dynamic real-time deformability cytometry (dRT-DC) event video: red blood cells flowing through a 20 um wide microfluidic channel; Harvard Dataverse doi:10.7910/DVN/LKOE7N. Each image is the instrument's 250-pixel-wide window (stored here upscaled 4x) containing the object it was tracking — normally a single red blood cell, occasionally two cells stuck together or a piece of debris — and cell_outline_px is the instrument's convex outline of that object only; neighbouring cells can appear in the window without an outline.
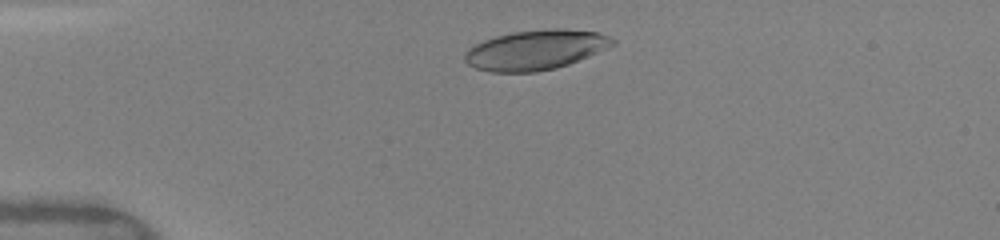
{"species": "human", "species_latin": "Homo sapiens", "temperature_condition": "warm", "stored_images_in_passage": 43, "camera_frame_rate_fps": 3000, "um_per_image_px": 0.085, "donor": {"sex": "female"}, "frame": {"image": 1, "passage_image": 5, "time_ms": 1.333, "image_size_px": [1000, 240], "cell_outline_px": [[616, 44], [588, 56], [568, 64], [556, 68], [536, 72], [492, 72], [476, 68], [468, 64], [464, 60], [464, 52], [468, 48], [484, 40], [496, 36], [512, 32], [556, 28], [564, 28], [600, 32], [616, 40]], "centroid_in_image_um": [45.53, 4.23], "position_along_channel_um": 39.5, "area_um2": 34.33}}
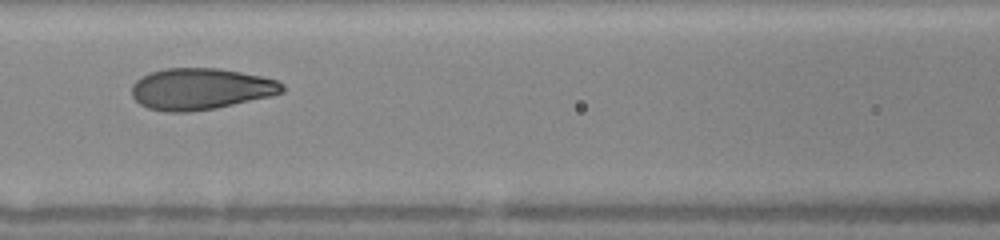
{"frame": {"image": 2, "passage_image": 16, "time_ms": 5.0, "image_size_px": [1000, 240], "cell_outline_px": [[284, 92], [272, 96], [216, 108], [188, 112], [164, 112], [148, 108], [140, 104], [132, 96], [132, 84], [136, 80], [152, 72], [164, 68], [220, 68], [260, 76], [276, 80], [284, 84]], "centroid_in_image_um": [17.06, 7.56], "position_along_channel_um": 149.5, "area_um2": 36.41}}
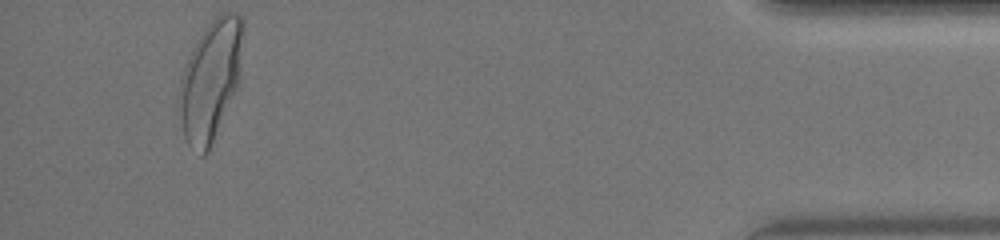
{"frame": {"image": 3, "passage_image": 40, "time_ms": 13.0, "image_size_px": [1000, 240], "cell_outline_px": [[244, 28], [240, 76], [236, 88], [208, 152], [204, 156], [200, 156], [188, 144], [184, 136], [180, 116], [180, 80], [184, 68], [204, 28], [220, 12], [236, 12], [244, 20]], "centroid_in_image_um": [17.93, 6.78], "position_along_channel_um": 417.3, "area_um2": 44.1}, "authors_computed_cell_mechanics": {"area_um2": 36.414, "velocity_mm_per_s": 4.0854, "shape_relaxation_time_tau1_ms": 3.3876, "shape_relaxation_time_tau2_ms": null, "deformation_change_tau1": 0.1983, "deformation_change_tau2": null}}